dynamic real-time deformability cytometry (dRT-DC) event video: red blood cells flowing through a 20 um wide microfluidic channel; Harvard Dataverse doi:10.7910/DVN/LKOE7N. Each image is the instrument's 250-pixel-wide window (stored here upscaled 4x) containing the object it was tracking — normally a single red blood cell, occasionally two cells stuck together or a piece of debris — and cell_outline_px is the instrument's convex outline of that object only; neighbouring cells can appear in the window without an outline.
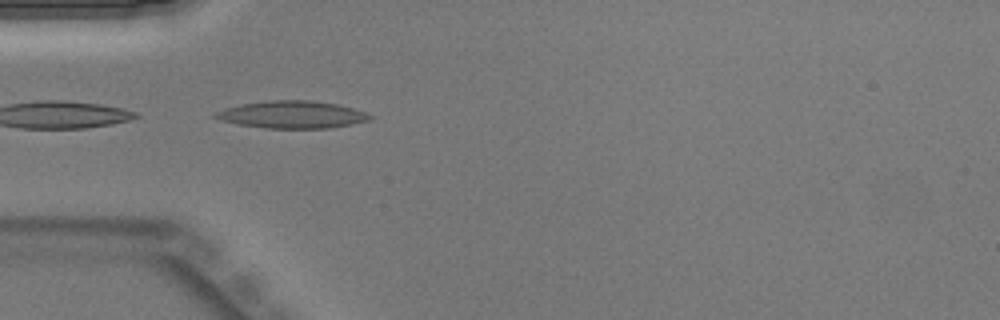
{"species": "Egyptian fruit bat (a non-hibernating species)", "species_latin": "Rousettus aegyptiacus", "temperature_condition": "warm", "stored_images_in_passage": 16, "camera_frame_rate_fps": 3000, "um_per_image_px": 0.085, "animal": {"sex": "male"}, "frame": {"image": 1, "passage_image": 1, "time_ms": 0.0, "image_size_px": [1000, 320], "cell_outline_px": [[376, 116], [368, 120], [352, 124], [328, 128], [264, 128], [236, 124], [220, 120], [212, 116], [216, 112], [224, 108], [240, 104], [268, 100], [308, 100], [336, 104], [368, 112]], "centroid_in_image_um": [24.82, 9.74], "position_along_channel_um": 60.2, "area_um2": 24.74}}
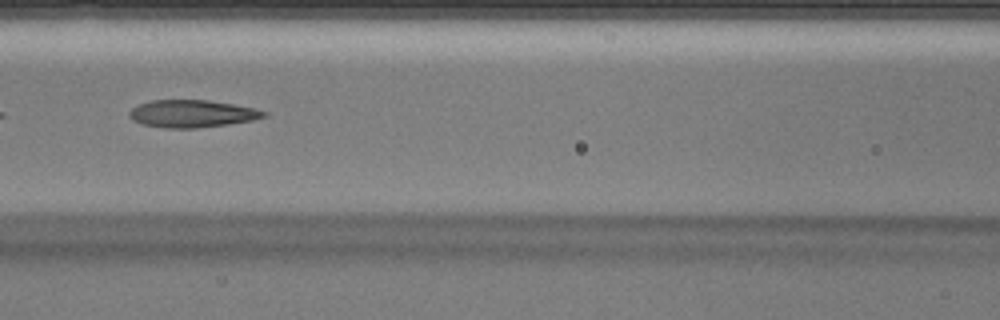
{"frame": {"image": 2, "passage_image": 7, "time_ms": 2.0, "image_size_px": [1000, 320], "cell_outline_px": [[268, 116], [252, 120], [228, 124], [196, 128], [164, 128], [144, 124], [132, 120], [128, 116], [128, 112], [132, 108], [148, 100], [208, 100], [256, 108], [268, 112]], "centroid_in_image_um": [16.33, 9.66], "position_along_channel_um": 150.3, "area_um2": 21.56}}